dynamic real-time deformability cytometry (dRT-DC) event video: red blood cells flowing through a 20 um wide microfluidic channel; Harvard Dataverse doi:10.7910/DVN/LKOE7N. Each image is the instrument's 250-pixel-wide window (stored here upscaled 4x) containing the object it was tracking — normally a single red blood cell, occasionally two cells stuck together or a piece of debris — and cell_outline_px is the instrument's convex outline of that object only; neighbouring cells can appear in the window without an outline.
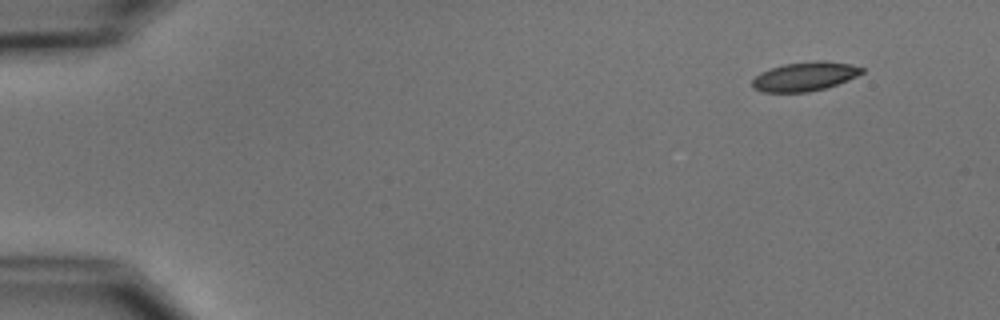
{"species": "common noctule bat (a hibernating species)", "species_latin": "Nyctalus noctula", "temperature_condition": "cold", "stored_images_in_passage": 5, "camera_frame_rate_fps": 3000, "um_per_image_px": 0.085, "animal": {"sex": "male", "body_mass_g": 15.6}, "frame": {"image": 1, "passage_image": 1, "time_ms": 0.0, "image_size_px": [1000, 320], "cell_outline_px": [[864, 72], [848, 80], [824, 88], [808, 92], [764, 92], [752, 88], [752, 80], [760, 72], [784, 64], [816, 60], [824, 60], [852, 64], [864, 68]], "centroid_in_image_um": [68.41, 6.49], "position_along_channel_um": 16.6, "area_um2": 18.55}}
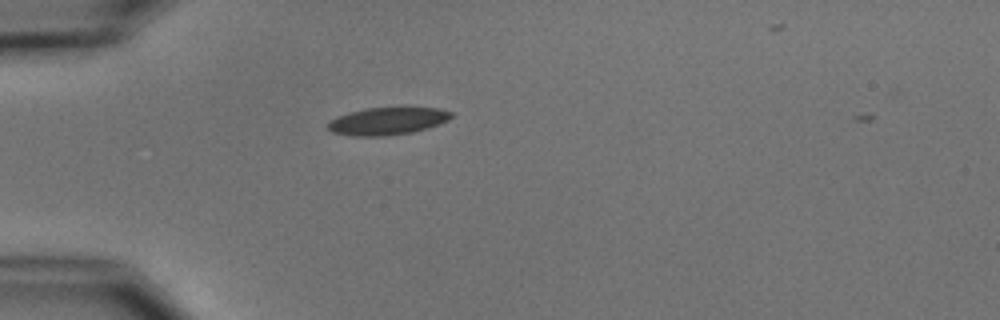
{"frame": {"image": 2, "passage_image": 4, "time_ms": 3.667, "image_size_px": [1000, 320], "cell_outline_px": [[452, 116], [448, 120], [428, 128], [412, 132], [388, 136], [352, 136], [332, 132], [328, 128], [328, 124], [336, 116], [364, 108], [404, 104], [440, 108], [452, 112]], "centroid_in_image_um": [33.0, 10.23], "position_along_channel_um": 52.0, "area_um2": 20.75}}